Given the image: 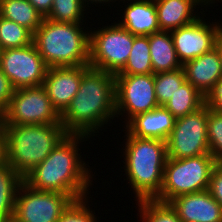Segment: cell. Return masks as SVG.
<instances>
[{
  "label": "cell",
  "mask_w": 222,
  "mask_h": 222,
  "mask_svg": "<svg viewBox=\"0 0 222 222\" xmlns=\"http://www.w3.org/2000/svg\"><path fill=\"white\" fill-rule=\"evenodd\" d=\"M90 138L85 134L68 133L23 181L33 189L67 194L74 200L89 197L96 175L89 162L84 161L79 147Z\"/></svg>",
  "instance_id": "cell-1"
},
{
  "label": "cell",
  "mask_w": 222,
  "mask_h": 222,
  "mask_svg": "<svg viewBox=\"0 0 222 222\" xmlns=\"http://www.w3.org/2000/svg\"><path fill=\"white\" fill-rule=\"evenodd\" d=\"M113 120H117L115 75L90 67L82 75L78 92L61 114V124L68 133L94 139L102 134L99 131L112 126Z\"/></svg>",
  "instance_id": "cell-2"
},
{
  "label": "cell",
  "mask_w": 222,
  "mask_h": 222,
  "mask_svg": "<svg viewBox=\"0 0 222 222\" xmlns=\"http://www.w3.org/2000/svg\"><path fill=\"white\" fill-rule=\"evenodd\" d=\"M121 148L123 160L121 169L129 184L134 200H154L160 193L165 163L167 160L166 142L160 139L137 138L126 129ZM126 137V138H125ZM124 167V168H123Z\"/></svg>",
  "instance_id": "cell-3"
},
{
  "label": "cell",
  "mask_w": 222,
  "mask_h": 222,
  "mask_svg": "<svg viewBox=\"0 0 222 222\" xmlns=\"http://www.w3.org/2000/svg\"><path fill=\"white\" fill-rule=\"evenodd\" d=\"M3 155L22 178L68 134L62 124L3 125Z\"/></svg>",
  "instance_id": "cell-4"
},
{
  "label": "cell",
  "mask_w": 222,
  "mask_h": 222,
  "mask_svg": "<svg viewBox=\"0 0 222 222\" xmlns=\"http://www.w3.org/2000/svg\"><path fill=\"white\" fill-rule=\"evenodd\" d=\"M86 23L43 19L33 34V43L48 67L89 65L91 27Z\"/></svg>",
  "instance_id": "cell-5"
},
{
  "label": "cell",
  "mask_w": 222,
  "mask_h": 222,
  "mask_svg": "<svg viewBox=\"0 0 222 222\" xmlns=\"http://www.w3.org/2000/svg\"><path fill=\"white\" fill-rule=\"evenodd\" d=\"M216 164L210 154L183 159L167 157L161 191L154 200L169 203L178 196L208 190Z\"/></svg>",
  "instance_id": "cell-6"
},
{
  "label": "cell",
  "mask_w": 222,
  "mask_h": 222,
  "mask_svg": "<svg viewBox=\"0 0 222 222\" xmlns=\"http://www.w3.org/2000/svg\"><path fill=\"white\" fill-rule=\"evenodd\" d=\"M104 22L97 29L90 22L89 66L116 75L128 61L134 35L116 21L107 26Z\"/></svg>",
  "instance_id": "cell-7"
},
{
  "label": "cell",
  "mask_w": 222,
  "mask_h": 222,
  "mask_svg": "<svg viewBox=\"0 0 222 222\" xmlns=\"http://www.w3.org/2000/svg\"><path fill=\"white\" fill-rule=\"evenodd\" d=\"M61 124L43 85L15 89L4 111V125Z\"/></svg>",
  "instance_id": "cell-8"
},
{
  "label": "cell",
  "mask_w": 222,
  "mask_h": 222,
  "mask_svg": "<svg viewBox=\"0 0 222 222\" xmlns=\"http://www.w3.org/2000/svg\"><path fill=\"white\" fill-rule=\"evenodd\" d=\"M208 106L178 118L166 140L167 157L183 159L210 154L207 140Z\"/></svg>",
  "instance_id": "cell-9"
},
{
  "label": "cell",
  "mask_w": 222,
  "mask_h": 222,
  "mask_svg": "<svg viewBox=\"0 0 222 222\" xmlns=\"http://www.w3.org/2000/svg\"><path fill=\"white\" fill-rule=\"evenodd\" d=\"M115 99L116 118L121 116L116 122L124 119V126L136 115L152 111L159 106L154 74L115 75Z\"/></svg>",
  "instance_id": "cell-10"
},
{
  "label": "cell",
  "mask_w": 222,
  "mask_h": 222,
  "mask_svg": "<svg viewBox=\"0 0 222 222\" xmlns=\"http://www.w3.org/2000/svg\"><path fill=\"white\" fill-rule=\"evenodd\" d=\"M73 201L70 195L36 190L23 181L16 194L13 217L19 222H58Z\"/></svg>",
  "instance_id": "cell-11"
},
{
  "label": "cell",
  "mask_w": 222,
  "mask_h": 222,
  "mask_svg": "<svg viewBox=\"0 0 222 222\" xmlns=\"http://www.w3.org/2000/svg\"><path fill=\"white\" fill-rule=\"evenodd\" d=\"M48 68L34 43L1 51L0 69L14 89L43 85Z\"/></svg>",
  "instance_id": "cell-12"
},
{
  "label": "cell",
  "mask_w": 222,
  "mask_h": 222,
  "mask_svg": "<svg viewBox=\"0 0 222 222\" xmlns=\"http://www.w3.org/2000/svg\"><path fill=\"white\" fill-rule=\"evenodd\" d=\"M206 12L193 23L170 31L177 57L183 65L215 47L222 22L207 20ZM207 20V21H206Z\"/></svg>",
  "instance_id": "cell-13"
},
{
  "label": "cell",
  "mask_w": 222,
  "mask_h": 222,
  "mask_svg": "<svg viewBox=\"0 0 222 222\" xmlns=\"http://www.w3.org/2000/svg\"><path fill=\"white\" fill-rule=\"evenodd\" d=\"M89 65L49 67L43 86L53 107L61 115L79 90L82 75Z\"/></svg>",
  "instance_id": "cell-14"
},
{
  "label": "cell",
  "mask_w": 222,
  "mask_h": 222,
  "mask_svg": "<svg viewBox=\"0 0 222 222\" xmlns=\"http://www.w3.org/2000/svg\"><path fill=\"white\" fill-rule=\"evenodd\" d=\"M169 204L182 222H222V208L208 190L178 196Z\"/></svg>",
  "instance_id": "cell-15"
},
{
  "label": "cell",
  "mask_w": 222,
  "mask_h": 222,
  "mask_svg": "<svg viewBox=\"0 0 222 222\" xmlns=\"http://www.w3.org/2000/svg\"><path fill=\"white\" fill-rule=\"evenodd\" d=\"M122 1L120 10H117L121 13H115L121 15L115 16L120 26L135 36H149L160 31L154 0H121L120 3ZM122 7L125 8L122 10Z\"/></svg>",
  "instance_id": "cell-16"
},
{
  "label": "cell",
  "mask_w": 222,
  "mask_h": 222,
  "mask_svg": "<svg viewBox=\"0 0 222 222\" xmlns=\"http://www.w3.org/2000/svg\"><path fill=\"white\" fill-rule=\"evenodd\" d=\"M154 3L160 31L169 32L193 23L206 8L203 0H154Z\"/></svg>",
  "instance_id": "cell-17"
},
{
  "label": "cell",
  "mask_w": 222,
  "mask_h": 222,
  "mask_svg": "<svg viewBox=\"0 0 222 222\" xmlns=\"http://www.w3.org/2000/svg\"><path fill=\"white\" fill-rule=\"evenodd\" d=\"M186 81L204 96L222 78V65L218 48L215 46L201 56L182 65Z\"/></svg>",
  "instance_id": "cell-18"
},
{
  "label": "cell",
  "mask_w": 222,
  "mask_h": 222,
  "mask_svg": "<svg viewBox=\"0 0 222 222\" xmlns=\"http://www.w3.org/2000/svg\"><path fill=\"white\" fill-rule=\"evenodd\" d=\"M176 118L164 107L158 106L133 117L123 128L137 138L160 139L166 142Z\"/></svg>",
  "instance_id": "cell-19"
},
{
  "label": "cell",
  "mask_w": 222,
  "mask_h": 222,
  "mask_svg": "<svg viewBox=\"0 0 222 222\" xmlns=\"http://www.w3.org/2000/svg\"><path fill=\"white\" fill-rule=\"evenodd\" d=\"M148 37L153 74L182 68L169 31H159Z\"/></svg>",
  "instance_id": "cell-20"
},
{
  "label": "cell",
  "mask_w": 222,
  "mask_h": 222,
  "mask_svg": "<svg viewBox=\"0 0 222 222\" xmlns=\"http://www.w3.org/2000/svg\"><path fill=\"white\" fill-rule=\"evenodd\" d=\"M0 16L27 28L32 34L45 18L28 0H0Z\"/></svg>",
  "instance_id": "cell-21"
},
{
  "label": "cell",
  "mask_w": 222,
  "mask_h": 222,
  "mask_svg": "<svg viewBox=\"0 0 222 222\" xmlns=\"http://www.w3.org/2000/svg\"><path fill=\"white\" fill-rule=\"evenodd\" d=\"M23 178L4 160L0 163V222L14 215L15 199Z\"/></svg>",
  "instance_id": "cell-22"
},
{
  "label": "cell",
  "mask_w": 222,
  "mask_h": 222,
  "mask_svg": "<svg viewBox=\"0 0 222 222\" xmlns=\"http://www.w3.org/2000/svg\"><path fill=\"white\" fill-rule=\"evenodd\" d=\"M205 105V96L188 81L163 106L176 118L193 113Z\"/></svg>",
  "instance_id": "cell-23"
},
{
  "label": "cell",
  "mask_w": 222,
  "mask_h": 222,
  "mask_svg": "<svg viewBox=\"0 0 222 222\" xmlns=\"http://www.w3.org/2000/svg\"><path fill=\"white\" fill-rule=\"evenodd\" d=\"M148 36H135L128 61L116 75L153 74Z\"/></svg>",
  "instance_id": "cell-24"
},
{
  "label": "cell",
  "mask_w": 222,
  "mask_h": 222,
  "mask_svg": "<svg viewBox=\"0 0 222 222\" xmlns=\"http://www.w3.org/2000/svg\"><path fill=\"white\" fill-rule=\"evenodd\" d=\"M87 12L91 15L82 0H53L52 9L45 18L55 22L84 23L87 17L92 18Z\"/></svg>",
  "instance_id": "cell-25"
},
{
  "label": "cell",
  "mask_w": 222,
  "mask_h": 222,
  "mask_svg": "<svg viewBox=\"0 0 222 222\" xmlns=\"http://www.w3.org/2000/svg\"><path fill=\"white\" fill-rule=\"evenodd\" d=\"M140 222H182L177 212L169 203L156 200H140L135 202Z\"/></svg>",
  "instance_id": "cell-26"
},
{
  "label": "cell",
  "mask_w": 222,
  "mask_h": 222,
  "mask_svg": "<svg viewBox=\"0 0 222 222\" xmlns=\"http://www.w3.org/2000/svg\"><path fill=\"white\" fill-rule=\"evenodd\" d=\"M186 81L183 68L154 74V87L159 106H163Z\"/></svg>",
  "instance_id": "cell-27"
},
{
  "label": "cell",
  "mask_w": 222,
  "mask_h": 222,
  "mask_svg": "<svg viewBox=\"0 0 222 222\" xmlns=\"http://www.w3.org/2000/svg\"><path fill=\"white\" fill-rule=\"evenodd\" d=\"M33 43V34L16 22L0 16V47L2 50L19 48Z\"/></svg>",
  "instance_id": "cell-28"
},
{
  "label": "cell",
  "mask_w": 222,
  "mask_h": 222,
  "mask_svg": "<svg viewBox=\"0 0 222 222\" xmlns=\"http://www.w3.org/2000/svg\"><path fill=\"white\" fill-rule=\"evenodd\" d=\"M207 140L210 155L216 163H222V113L208 108Z\"/></svg>",
  "instance_id": "cell-29"
},
{
  "label": "cell",
  "mask_w": 222,
  "mask_h": 222,
  "mask_svg": "<svg viewBox=\"0 0 222 222\" xmlns=\"http://www.w3.org/2000/svg\"><path fill=\"white\" fill-rule=\"evenodd\" d=\"M90 198L74 200L60 216L58 222H99L95 210L90 208L92 206V204H89L91 202Z\"/></svg>",
  "instance_id": "cell-30"
},
{
  "label": "cell",
  "mask_w": 222,
  "mask_h": 222,
  "mask_svg": "<svg viewBox=\"0 0 222 222\" xmlns=\"http://www.w3.org/2000/svg\"><path fill=\"white\" fill-rule=\"evenodd\" d=\"M208 191L222 208V163H217L214 166Z\"/></svg>",
  "instance_id": "cell-31"
},
{
  "label": "cell",
  "mask_w": 222,
  "mask_h": 222,
  "mask_svg": "<svg viewBox=\"0 0 222 222\" xmlns=\"http://www.w3.org/2000/svg\"><path fill=\"white\" fill-rule=\"evenodd\" d=\"M205 105L213 111L222 113V78L205 95Z\"/></svg>",
  "instance_id": "cell-32"
},
{
  "label": "cell",
  "mask_w": 222,
  "mask_h": 222,
  "mask_svg": "<svg viewBox=\"0 0 222 222\" xmlns=\"http://www.w3.org/2000/svg\"><path fill=\"white\" fill-rule=\"evenodd\" d=\"M10 80L0 69V108L5 111L14 93Z\"/></svg>",
  "instance_id": "cell-33"
},
{
  "label": "cell",
  "mask_w": 222,
  "mask_h": 222,
  "mask_svg": "<svg viewBox=\"0 0 222 222\" xmlns=\"http://www.w3.org/2000/svg\"><path fill=\"white\" fill-rule=\"evenodd\" d=\"M35 9L43 15V17H46L51 9L53 0H28Z\"/></svg>",
  "instance_id": "cell-34"
},
{
  "label": "cell",
  "mask_w": 222,
  "mask_h": 222,
  "mask_svg": "<svg viewBox=\"0 0 222 222\" xmlns=\"http://www.w3.org/2000/svg\"><path fill=\"white\" fill-rule=\"evenodd\" d=\"M118 1V6L120 5V1L121 0H82V2H83V4L85 5V7L89 10V11H91V14H92V12H93V10H94V13H96V11H95V9H93V8H95V7H98V10H99V8L101 9V7L102 6H104V5H107V6H110L111 4L113 5V3H115V2H117ZM94 4V5H93ZM97 4V5H96ZM101 4H102V6H101ZM104 4V5H103ZM90 5V6H89ZM93 8H92V7ZM95 6V7H94ZM90 8H91V10H90Z\"/></svg>",
  "instance_id": "cell-35"
},
{
  "label": "cell",
  "mask_w": 222,
  "mask_h": 222,
  "mask_svg": "<svg viewBox=\"0 0 222 222\" xmlns=\"http://www.w3.org/2000/svg\"><path fill=\"white\" fill-rule=\"evenodd\" d=\"M215 46L218 48V52L221 58V65H222V30L220 31Z\"/></svg>",
  "instance_id": "cell-36"
},
{
  "label": "cell",
  "mask_w": 222,
  "mask_h": 222,
  "mask_svg": "<svg viewBox=\"0 0 222 222\" xmlns=\"http://www.w3.org/2000/svg\"><path fill=\"white\" fill-rule=\"evenodd\" d=\"M4 160L3 155V131L2 128H0V163Z\"/></svg>",
  "instance_id": "cell-37"
},
{
  "label": "cell",
  "mask_w": 222,
  "mask_h": 222,
  "mask_svg": "<svg viewBox=\"0 0 222 222\" xmlns=\"http://www.w3.org/2000/svg\"><path fill=\"white\" fill-rule=\"evenodd\" d=\"M217 1H218V3H221V2H222V0H220L221 2H220L219 0H203L204 5L206 6V10H205V11H206V12L208 11V10H207V7H208L209 5H210L209 7H213V5H214V7H215V6H218L217 4L215 5V3H217Z\"/></svg>",
  "instance_id": "cell-38"
},
{
  "label": "cell",
  "mask_w": 222,
  "mask_h": 222,
  "mask_svg": "<svg viewBox=\"0 0 222 222\" xmlns=\"http://www.w3.org/2000/svg\"><path fill=\"white\" fill-rule=\"evenodd\" d=\"M4 125V111L0 108V128Z\"/></svg>",
  "instance_id": "cell-39"
},
{
  "label": "cell",
  "mask_w": 222,
  "mask_h": 222,
  "mask_svg": "<svg viewBox=\"0 0 222 222\" xmlns=\"http://www.w3.org/2000/svg\"><path fill=\"white\" fill-rule=\"evenodd\" d=\"M6 222H19L18 220H16L14 217L10 218L9 220H7Z\"/></svg>",
  "instance_id": "cell-40"
}]
</instances>
